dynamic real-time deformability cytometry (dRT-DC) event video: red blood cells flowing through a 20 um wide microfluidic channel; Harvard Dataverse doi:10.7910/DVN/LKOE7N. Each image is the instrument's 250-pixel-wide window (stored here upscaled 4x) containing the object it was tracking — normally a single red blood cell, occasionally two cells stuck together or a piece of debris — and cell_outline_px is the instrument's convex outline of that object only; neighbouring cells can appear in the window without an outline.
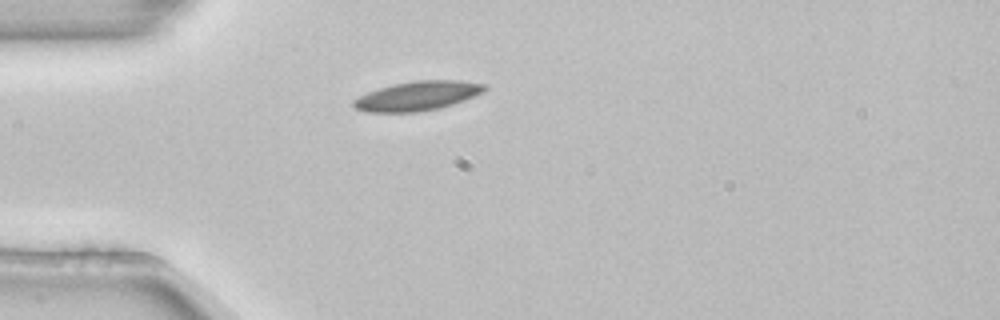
{"species": "common noctule bat (a hibernating species)", "species_latin": "Nyctalus noctula", "temperature_condition": "room temperature", "stored_images_in_passage": 1, "camera_frame_rate_fps": 3000, "um_per_image_px": 0.085, "animal": {"sex": "female", "body_mass_g": 22.7, "forearm_length_mm": 54.2}, "frame": {"image": 1, "passage_image": 1, "time_ms": 0.0, "image_size_px": [1000, 320], "cell_outline_px": [[488, 88], [484, 92], [476, 96], [440, 108], [420, 112], [364, 112], [356, 108], [352, 104], [352, 100], [368, 92], [380, 88], [396, 84], [416, 80], [460, 80], [488, 84]], "centroid_in_image_um": [35.54, 8.15], "position_along_channel_um": 49.5, "area_um2": 22.48}}